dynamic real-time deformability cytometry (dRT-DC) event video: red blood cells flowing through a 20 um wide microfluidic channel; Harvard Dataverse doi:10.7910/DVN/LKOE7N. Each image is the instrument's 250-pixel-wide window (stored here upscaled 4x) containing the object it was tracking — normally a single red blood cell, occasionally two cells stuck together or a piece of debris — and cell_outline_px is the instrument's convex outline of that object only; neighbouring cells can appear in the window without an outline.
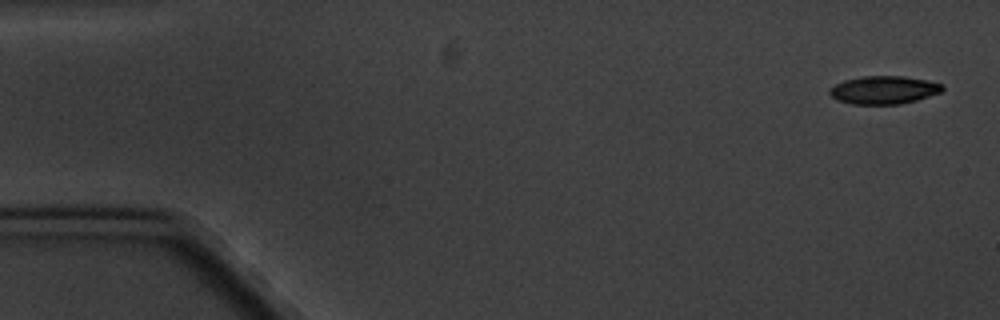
{"species": "common noctule bat (a hibernating species)", "species_latin": "Nyctalus noctula", "temperature_condition": "cold", "stored_images_in_passage": 6, "camera_frame_rate_fps": 3000, "um_per_image_px": 0.085, "animal": {"sex": "male", "body_mass_g": 20.1, "forearm_length_mm": 53.5}, "frame": {"image": 1, "passage_image": 1, "time_ms": 0.0, "image_size_px": [1000, 320], "cell_outline_px": [[944, 88], [940, 92], [916, 100], [900, 104], [852, 104], [836, 100], [828, 92], [828, 88], [844, 80], [864, 76], [904, 76], [928, 80], [944, 84]], "centroid_in_image_um": [75.11, 7.64], "position_along_channel_um": 9.9, "area_um2": 18.5}}
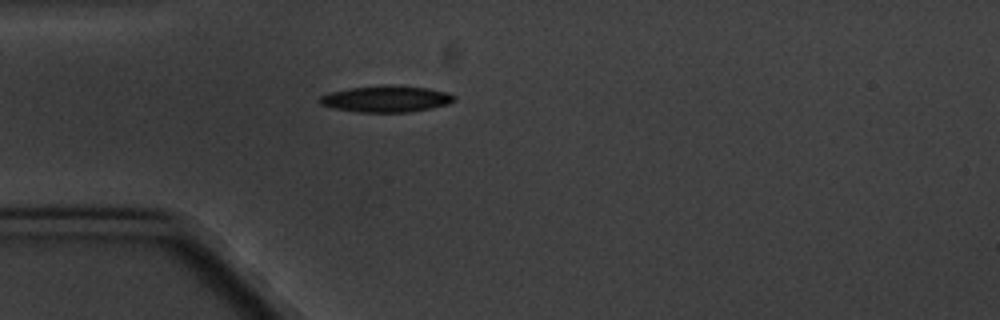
{"frame": {"image": 2, "passage_image": 5, "time_ms": 4.667, "image_size_px": [1000, 320], "cell_outline_px": [[456, 100], [448, 104], [432, 108], [408, 112], [356, 112], [336, 108], [320, 104], [320, 96], [328, 92], [348, 88], [384, 84], [396, 84], [428, 88], [448, 92], [456, 96]], "centroid_in_image_um": [32.86, 8.38], "position_along_channel_um": 52.1, "area_um2": 21.04}}